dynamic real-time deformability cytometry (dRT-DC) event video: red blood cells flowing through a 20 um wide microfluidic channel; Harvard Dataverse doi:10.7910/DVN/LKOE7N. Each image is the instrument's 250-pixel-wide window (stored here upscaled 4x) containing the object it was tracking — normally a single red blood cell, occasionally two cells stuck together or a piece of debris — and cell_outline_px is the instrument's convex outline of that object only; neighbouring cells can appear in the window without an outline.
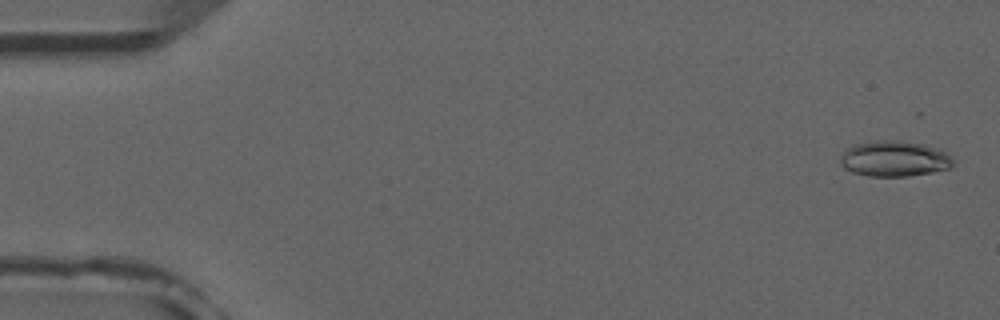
{"species": "common noctule bat (a hibernating species)", "species_latin": "Nyctalus noctula", "temperature_condition": "room temperature", "stored_images_in_passage": 5, "camera_frame_rate_fps": 3000, "um_per_image_px": 0.085, "animal": {"sex": "male", "forearm_length_mm": 52.5}, "frame": {"image": 1, "passage_image": 1, "time_ms": 0.0, "image_size_px": [1000, 320], "cell_outline_px": [[952, 164], [948, 168], [932, 172], [908, 176], [868, 176], [852, 172], [844, 168], [840, 164], [840, 156], [844, 148], [852, 144], [876, 140], [900, 140], [924, 144], [940, 148], [948, 152], [952, 156]], "centroid_in_image_um": [75.98, 13.47], "position_along_channel_um": 9.0, "area_um2": 23.87}}